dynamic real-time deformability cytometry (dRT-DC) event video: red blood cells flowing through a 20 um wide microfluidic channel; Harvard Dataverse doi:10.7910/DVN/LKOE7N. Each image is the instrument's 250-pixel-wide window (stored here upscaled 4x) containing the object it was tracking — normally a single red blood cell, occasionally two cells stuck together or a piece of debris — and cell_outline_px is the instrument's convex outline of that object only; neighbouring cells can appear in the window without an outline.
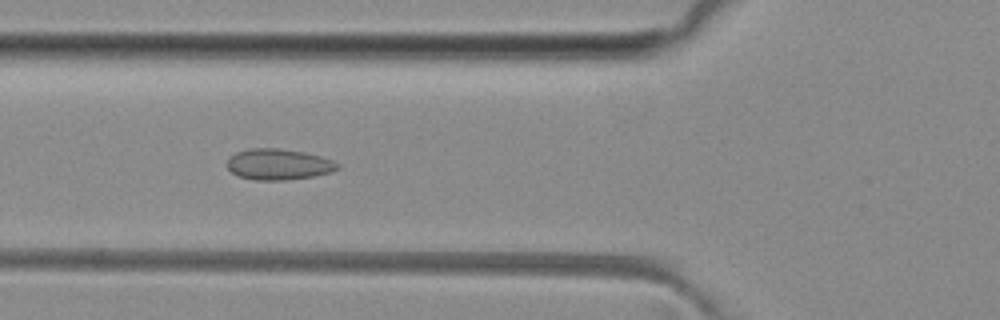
{"species": "common noctule bat (a hibernating species)", "species_latin": "Nyctalus noctula", "temperature_condition": "room temperature", "stored_images_in_passage": 49, "camera_frame_rate_fps": 3000, "um_per_image_px": 0.085, "animal": {"sex": "female", "body_mass_g": 29.2, "forearm_length_mm": 56.3}, "frame": {"image": 1, "passage_image": 18, "time_ms": 5.667, "image_size_px": [1000, 320], "cell_outline_px": [[340, 168], [332, 172], [312, 176], [284, 180], [252, 180], [236, 176], [228, 168], [228, 160], [236, 152], [252, 148], [276, 148], [304, 152], [320, 156], [332, 160], [340, 164]], "centroid_in_image_um": [23.68, 13.97], "position_along_channel_um": 102.1, "area_um2": 19.88}}
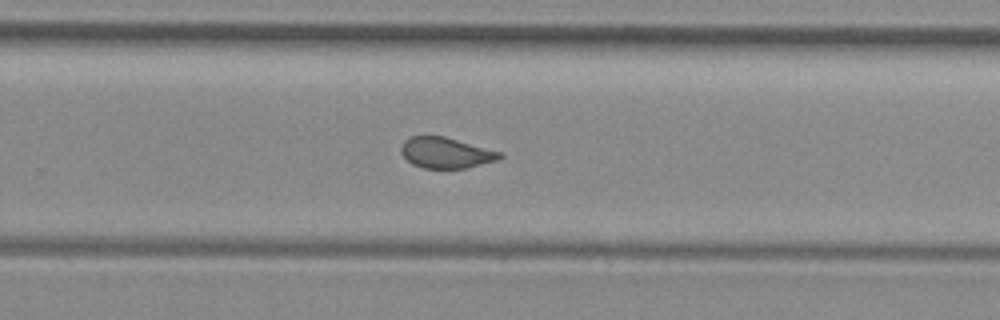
{"frame": {"image": 2, "passage_image": 32, "time_ms": 10.333, "image_size_px": [1000, 320], "cell_outline_px": [[504, 156], [500, 160], [468, 168], [424, 168], [412, 164], [400, 152], [400, 148], [404, 140], [412, 136], [444, 136], [504, 152]], "centroid_in_image_um": [37.97, 12.99], "position_along_channel_um": 291.8, "area_um2": 17.98}}
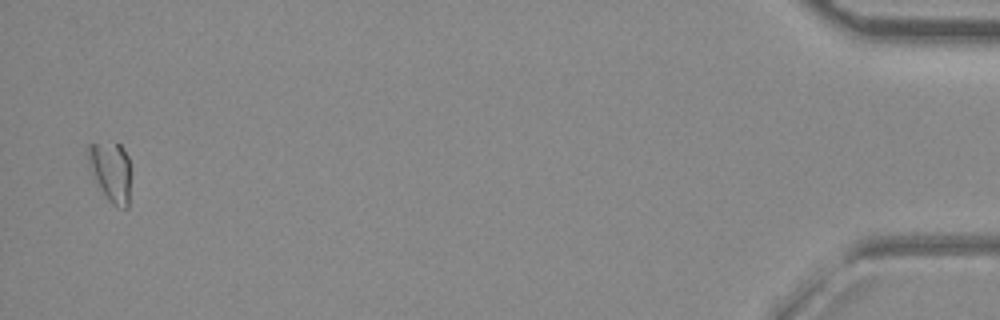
{"frame": {"image": 3, "passage_image": 49, "time_ms": 16.0, "image_size_px": [1000, 320], "cell_outline_px": [[128, 208], [124, 208], [112, 204], [108, 200], [92, 172], [88, 160], [88, 144], [120, 144], [128, 156]], "centroid_in_image_um": [9.42, 14.58], "position_along_channel_um": 425.8, "area_um2": 14.05}, "authors_computed_cell_mechanics": {"area_um2": 18.9006, "velocity_mm_per_s": 4.0788, "shape_relaxation_time_tau1_ms": null, "shape_relaxation_time_tau2_ms": 1.0782, "deformation_change_tau1": null, "deformation_change_tau2": 0.0659}}